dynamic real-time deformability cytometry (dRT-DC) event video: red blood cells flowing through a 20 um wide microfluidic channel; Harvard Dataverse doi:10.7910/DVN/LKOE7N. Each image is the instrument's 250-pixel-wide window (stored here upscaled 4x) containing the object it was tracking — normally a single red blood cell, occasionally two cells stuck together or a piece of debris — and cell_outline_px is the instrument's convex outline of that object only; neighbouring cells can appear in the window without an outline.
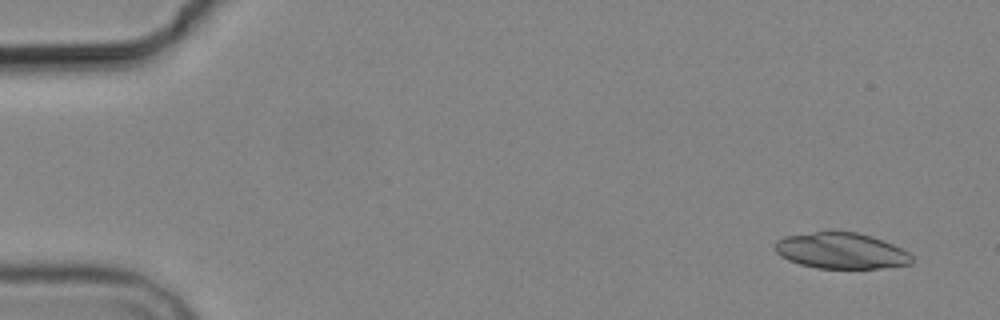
{"species": "common noctule bat (a hibernating species)", "species_latin": "Nyctalus noctula", "temperature_condition": "cold", "stored_images_in_passage": 5, "camera_frame_rate_fps": 3000, "um_per_image_px": 0.085, "animal": {"sex": "male", "body_mass_g": 19.2, "forearm_length_mm": 51.8}, "frame": {"image": 1, "passage_image": 2, "time_ms": 1.0, "image_size_px": [1000, 320], "cell_outline_px": [[912, 264], [880, 268], [816, 268], [800, 264], [788, 260], [780, 256], [776, 252], [776, 240], [784, 236], [832, 228], [856, 232], [872, 236], [884, 240], [908, 252], [912, 256]], "centroid_in_image_um": [71.47, 21.27], "position_along_channel_um": 13.5, "area_um2": 29.36}}